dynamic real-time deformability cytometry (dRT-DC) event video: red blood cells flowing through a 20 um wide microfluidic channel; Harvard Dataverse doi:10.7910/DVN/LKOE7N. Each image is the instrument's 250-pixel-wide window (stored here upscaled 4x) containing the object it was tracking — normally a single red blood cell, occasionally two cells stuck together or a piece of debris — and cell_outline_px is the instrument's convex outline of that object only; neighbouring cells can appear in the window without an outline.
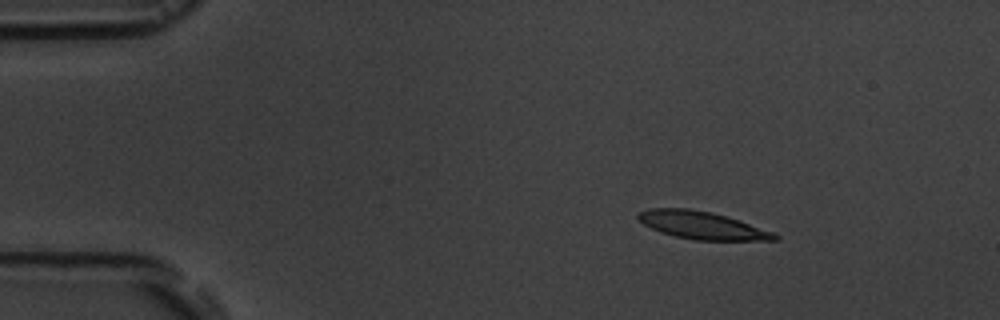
{"species": "common noctule bat (a hibernating species)", "species_latin": "Nyctalus noctula", "temperature_condition": "room temperature", "stored_images_in_passage": 6, "camera_frame_rate_fps": 3000, "um_per_image_px": 0.085, "animal": {"sex": "male", "body_mass_g": 19.5, "forearm_length_mm": 54.6}, "frame": {"image": 1, "passage_image": 3, "time_ms": 2.333, "image_size_px": [1000, 320], "cell_outline_px": [[780, 240], [696, 240], [676, 236], [660, 232], [644, 224], [636, 216], [636, 212], [648, 208], [688, 208], [712, 212], [728, 216], [740, 220], [772, 232], [780, 236]], "centroid_in_image_um": [59.66, 19.14], "position_along_channel_um": 25.3, "area_um2": 22.02}}
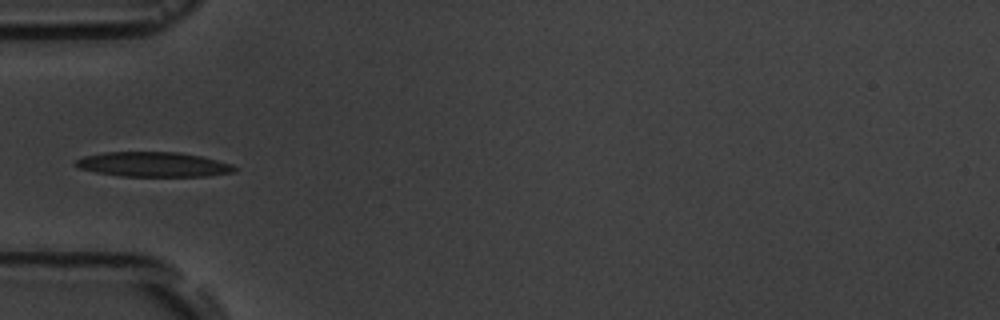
{"frame": {"image": 2, "passage_image": 6, "time_ms": 5.667, "image_size_px": [1000, 320], "cell_outline_px": [[236, 172], [208, 176], [120, 176], [96, 172], [76, 168], [72, 164], [76, 160], [84, 156], [104, 152], [180, 152], [200, 156], [232, 164], [236, 168]], "centroid_in_image_um": [13.0, 13.98], "position_along_channel_um": 72.0, "area_um2": 23.06}}